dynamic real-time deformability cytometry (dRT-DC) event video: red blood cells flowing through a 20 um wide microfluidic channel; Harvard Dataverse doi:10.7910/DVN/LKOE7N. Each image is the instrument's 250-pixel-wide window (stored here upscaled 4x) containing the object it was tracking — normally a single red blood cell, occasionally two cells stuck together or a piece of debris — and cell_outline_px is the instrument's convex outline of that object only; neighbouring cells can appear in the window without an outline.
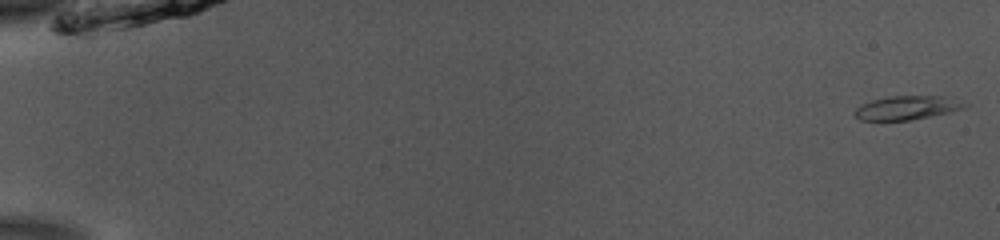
{"species": "common noctule bat (a hibernating species)", "species_latin": "Nyctalus noctula", "temperature_condition": "room temperature", "stored_images_in_passage": 53, "camera_frame_rate_fps": 3000, "um_per_image_px": 0.085, "animal": {"sex": "male", "body_mass_g": 13.0, "forearm_length_mm": 53.1}, "frame": {"image": 1, "passage_image": 1, "time_ms": 0.0, "image_size_px": [1000, 240], "cell_outline_px": [[968, 104], [952, 112], [908, 120], [860, 120], [852, 112], [860, 104], [872, 100], [892, 96], [944, 96]], "centroid_in_image_um": [77.03, 9.16], "position_along_channel_um": 8.0, "area_um2": 15.03}}
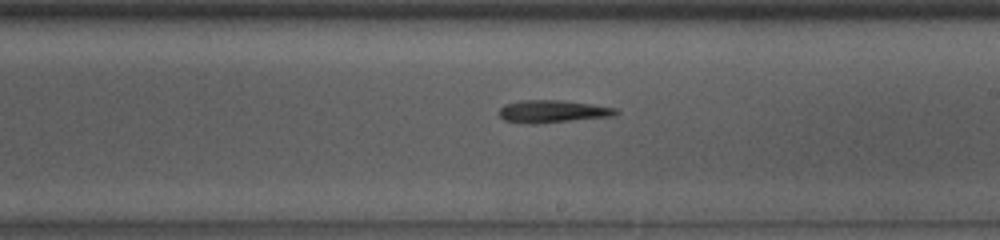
{"frame": {"image": 2, "passage_image": 32, "time_ms": 10.333, "image_size_px": [1000, 240], "cell_outline_px": [[620, 112], [616, 116], [536, 124], [528, 124], [504, 120], [500, 116], [500, 108], [504, 104], [520, 100], [556, 100], [592, 104], [616, 108]], "centroid_in_image_um": [46.99, 9.48], "position_along_channel_um": 242.0, "area_um2": 15.43}}
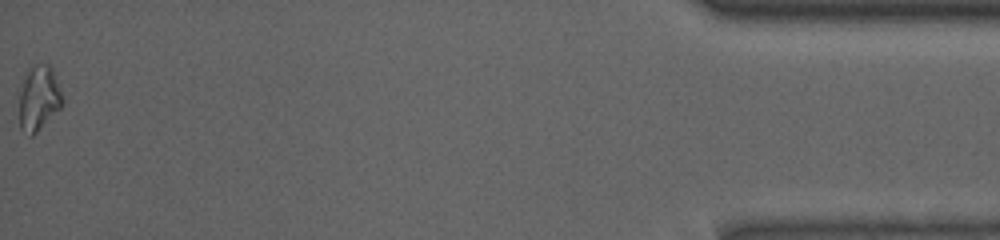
{"frame": {"image": 3, "passage_image": 53, "time_ms": 17.333, "image_size_px": [1000, 240], "cell_outline_px": [[64, 100], [60, 108], [32, 136], [28, 136], [20, 128], [20, 92], [28, 68], [36, 64], [52, 64]], "centroid_in_image_um": [3.32, 8.31], "position_along_channel_um": 431.9, "area_um2": 16.3}, "authors_computed_cell_mechanics": {"area_um2": 15.2592, "velocity_mm_per_s": 3.8953, "shape_relaxation_time_tau1_ms": 7.5829, "shape_relaxation_time_tau2_ms": 4.1023, "deformation_change_tau1": 0.192, "deformation_change_tau2": 0.1222}}